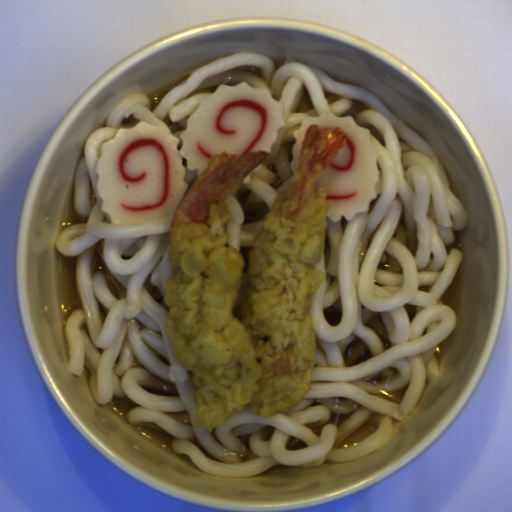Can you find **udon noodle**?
Masks as SVG:
<instances>
[{"label": "udon noodle", "instance_id": "d5520da0", "mask_svg": "<svg viewBox=\"0 0 512 512\" xmlns=\"http://www.w3.org/2000/svg\"><path fill=\"white\" fill-rule=\"evenodd\" d=\"M268 87L284 103L286 125L271 153L226 197L231 211L224 245L245 259L234 315L241 320L248 255L275 197L288 188L294 132L301 120L329 112L369 128L378 149L377 199L351 220L328 218L326 248L313 265L324 281L310 299L317 337L313 388L295 407L257 418L247 404L210 433L194 427L192 372L184 370L165 332L168 233L174 213L140 224H113L101 212L94 168L102 143L118 127L140 121L180 134L199 101L218 85ZM74 213L55 239L59 253L77 256L81 307L64 324L65 369L80 376L99 404L112 395L139 404L127 424L170 433L174 453L213 476L247 478L275 465L321 466L357 460L380 448L415 407L426 381L440 378L436 355L457 324L442 303L463 262L453 230L468 213L452 193L444 165L422 135L368 88L339 83L316 67L287 60L279 68L264 54L236 53L194 69L152 109L146 94L121 99L105 126L88 136L74 175Z\"/></svg>", "mask_w": 512, "mask_h": 512}]
</instances>
